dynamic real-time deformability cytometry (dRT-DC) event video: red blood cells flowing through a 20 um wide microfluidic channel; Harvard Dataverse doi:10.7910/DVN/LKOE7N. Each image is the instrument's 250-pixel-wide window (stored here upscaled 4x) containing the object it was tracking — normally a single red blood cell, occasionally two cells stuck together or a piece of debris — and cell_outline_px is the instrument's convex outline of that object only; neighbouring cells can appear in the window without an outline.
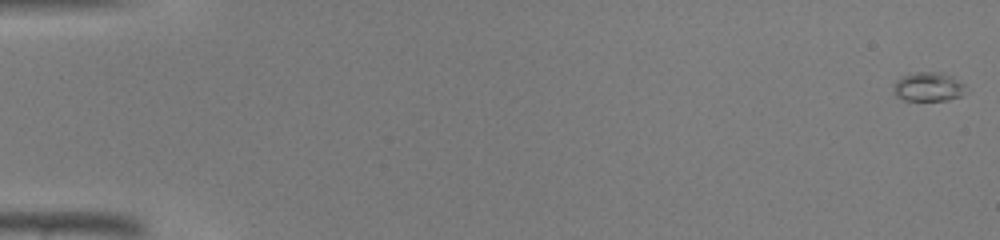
{"species": "common noctule bat (a hibernating species)", "species_latin": "Nyctalus noctula", "temperature_condition": "warm", "stored_images_in_passage": 46, "camera_frame_rate_fps": 3000, "um_per_image_px": 0.085, "animal": {"sex": "male", "body_mass_g": 19.0, "forearm_length_mm": 50.8}, "frame": {"image": 1, "passage_image": 1, "time_ms": 0.0, "image_size_px": [1000, 240], "cell_outline_px": [[964, 84], [960, 96], [948, 100], [904, 100], [896, 96], [892, 92], [892, 88], [896, 80], [904, 76], [916, 72], [940, 72], [952, 76]], "centroid_in_image_um": [78.84, 7.38], "position_along_channel_um": 6.2, "area_um2": 12.08}}
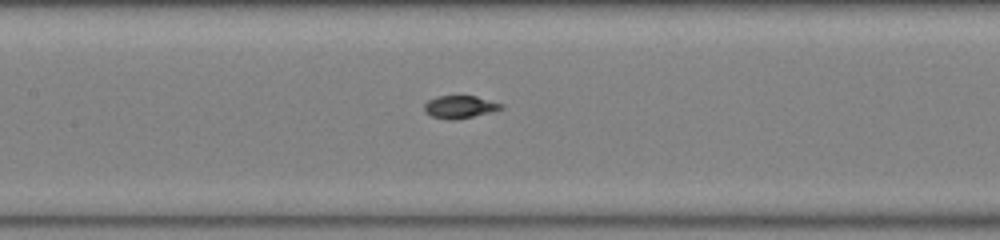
{"frame": {"image": 2, "passage_image": 23, "time_ms": 7.333, "image_size_px": [1000, 240], "cell_outline_px": [[504, 108], [492, 112], [456, 120], [448, 120], [432, 116], [424, 112], [424, 104], [428, 100], [436, 96], [476, 96], [504, 104]], "centroid_in_image_um": [39.09, 9.09], "position_along_channel_um": 168.3, "area_um2": 10.29}}
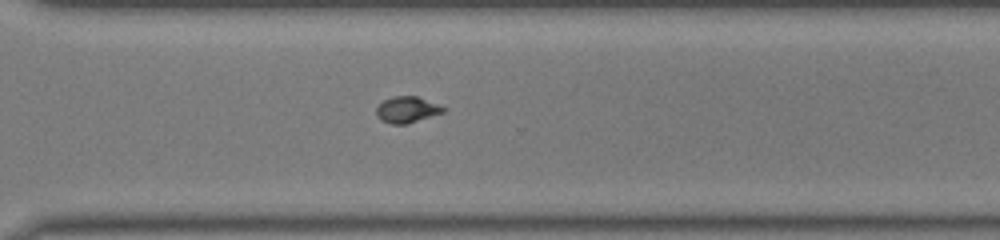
{"frame": {"image": 3, "passage_image": 34, "time_ms": 11.0, "image_size_px": [1000, 240], "cell_outline_px": [[448, 108], [444, 112], [408, 124], [392, 124], [380, 120], [376, 116], [376, 108], [384, 100], [392, 96], [416, 96], [440, 104]], "centroid_in_image_um": [34.62, 9.32], "position_along_channel_um": 336.0, "area_um2": 10.4}}